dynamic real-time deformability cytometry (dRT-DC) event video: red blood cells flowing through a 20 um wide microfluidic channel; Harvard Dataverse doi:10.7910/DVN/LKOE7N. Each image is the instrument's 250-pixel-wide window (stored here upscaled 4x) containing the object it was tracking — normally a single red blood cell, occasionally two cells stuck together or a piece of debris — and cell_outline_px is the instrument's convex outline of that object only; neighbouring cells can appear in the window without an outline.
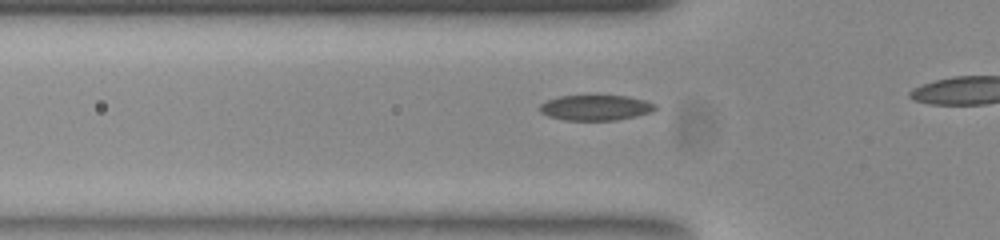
{"species": "common noctule bat (a hibernating species)", "species_latin": "Nyctalus noctula", "temperature_condition": "room temperature", "stored_images_in_passage": 14, "camera_frame_rate_fps": 3000, "um_per_image_px": 0.085, "animal": {"sex": "female", "body_mass_g": 23.0, "forearm_length_mm": 53.4}, "frame": {"image": 1, "passage_image": 8, "time_ms": 2.333, "image_size_px": [1000, 240], "cell_outline_px": [[656, 108], [652, 112], [612, 120], [568, 120], [548, 116], [540, 112], [540, 104], [548, 100], [560, 96], [628, 96], [644, 100], [656, 104]], "centroid_in_image_um": [50.62, 9.14], "position_along_channel_um": 75.2, "area_um2": 16.76}}
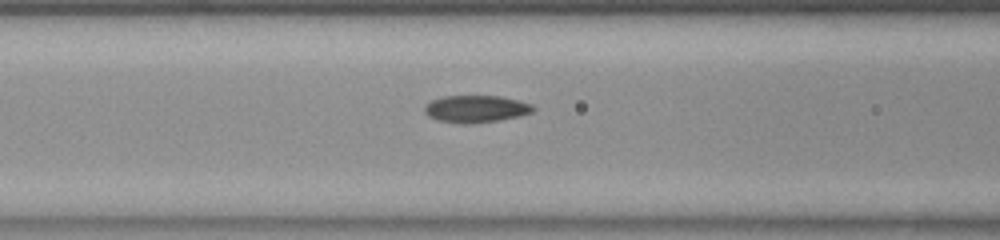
{"frame": {"image": 2, "passage_image": 12, "time_ms": 3.667, "image_size_px": [1000, 240], "cell_outline_px": [[536, 108], [532, 112], [516, 116], [496, 120], [440, 120], [428, 116], [424, 112], [424, 104], [432, 100], [444, 96], [500, 96], [520, 100], [532, 104]], "centroid_in_image_um": [40.48, 9.18], "position_along_channel_um": 126.1, "area_um2": 16.18}}